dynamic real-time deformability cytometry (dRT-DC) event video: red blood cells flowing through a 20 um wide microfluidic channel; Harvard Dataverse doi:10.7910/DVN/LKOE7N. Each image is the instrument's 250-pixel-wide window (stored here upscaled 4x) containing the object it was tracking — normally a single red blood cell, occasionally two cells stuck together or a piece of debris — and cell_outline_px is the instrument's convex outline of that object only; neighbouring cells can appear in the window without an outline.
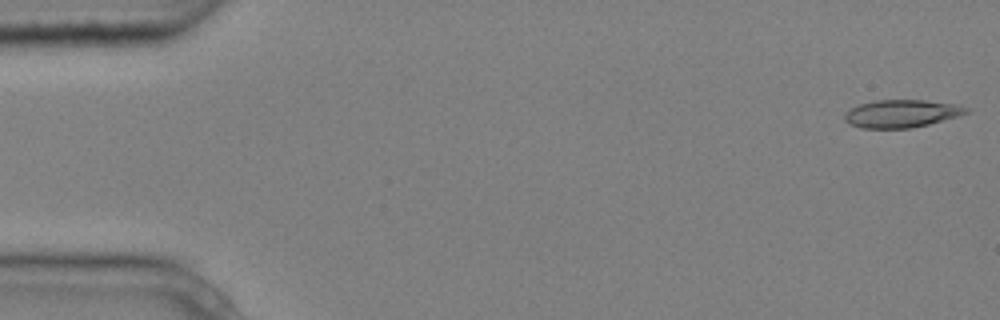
{"species": "common noctule bat (a hibernating species)", "species_latin": "Nyctalus noctula", "temperature_condition": "cold", "stored_images_in_passage": 6, "segment_of_instrument_passage": [1, 2], "camera_frame_rate_fps": 3000, "um_per_image_px": 0.085, "animal": {"sex": "male", "body_mass_g": 20.4}, "frame": {"image": 1, "passage_image": 1, "time_ms": 0.0, "image_size_px": [1000, 320], "cell_outline_px": [[968, 112], [960, 116], [912, 128], [860, 128], [844, 120], [844, 112], [848, 108], [860, 104], [876, 100], [924, 100], [960, 104], [968, 108]], "centroid_in_image_um": [76.63, 9.65], "position_along_channel_um": 8.4, "area_um2": 19.83}}
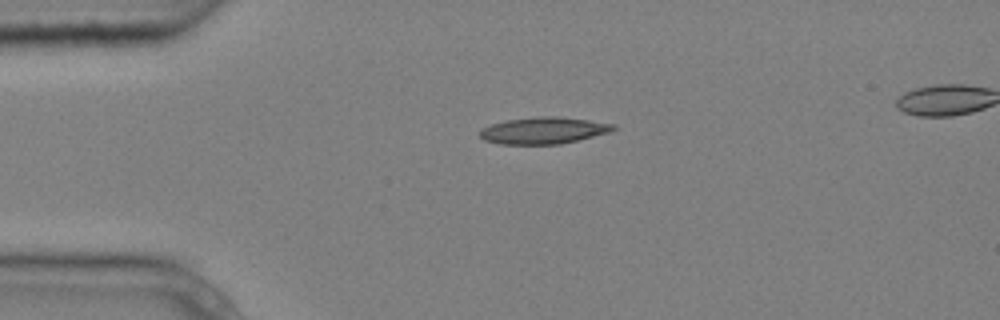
{"frame": {"image": 2, "passage_image": 4, "time_ms": 1.0, "image_size_px": [1000, 320], "cell_outline_px": [[616, 128], [612, 132], [560, 144], [500, 144], [484, 140], [480, 136], [480, 128], [492, 124], [508, 120], [536, 116], [560, 116], [616, 124]], "centroid_in_image_um": [46.23, 11.09], "position_along_channel_um": 38.8, "area_um2": 20.87}}